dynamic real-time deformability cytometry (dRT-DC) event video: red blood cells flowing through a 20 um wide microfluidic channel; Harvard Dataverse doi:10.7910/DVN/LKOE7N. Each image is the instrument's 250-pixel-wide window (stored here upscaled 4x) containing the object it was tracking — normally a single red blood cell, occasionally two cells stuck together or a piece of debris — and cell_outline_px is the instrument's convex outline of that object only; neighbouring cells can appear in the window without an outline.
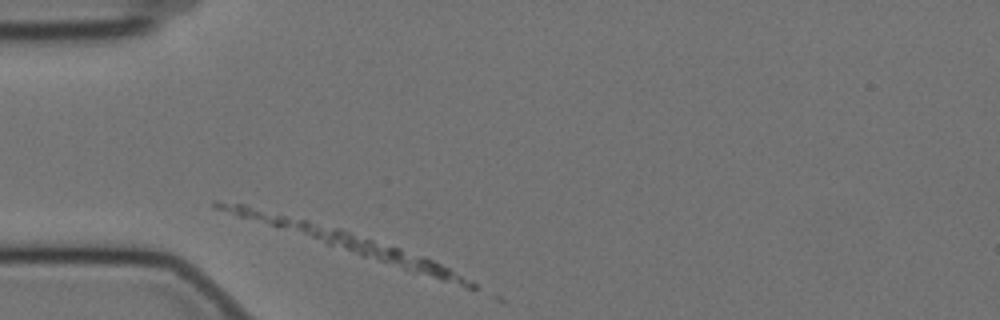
{"species": "Egyptian fruit bat (a non-hibernating species)", "species_latin": "Rousettus aegyptiacus", "temperature_condition": "cold", "stored_images_in_passage": 4, "camera_frame_rate_fps": 3000, "um_per_image_px": 0.085, "animal": {"sex": "female"}, "frame": {"image": 1, "passage_image": 1, "time_ms": 0.0, "image_size_px": [1000, 320], "cell_outline_px": [[480, 288], [468, 288], [412, 272], [360, 256], [216, 208], [212, 204], [212, 200], [244, 204], [340, 228], [424, 256], [448, 268], [476, 284]], "centroid_in_image_um": [29.61, 20.61], "position_along_channel_um": 55.4, "area_um2": 31.85}}